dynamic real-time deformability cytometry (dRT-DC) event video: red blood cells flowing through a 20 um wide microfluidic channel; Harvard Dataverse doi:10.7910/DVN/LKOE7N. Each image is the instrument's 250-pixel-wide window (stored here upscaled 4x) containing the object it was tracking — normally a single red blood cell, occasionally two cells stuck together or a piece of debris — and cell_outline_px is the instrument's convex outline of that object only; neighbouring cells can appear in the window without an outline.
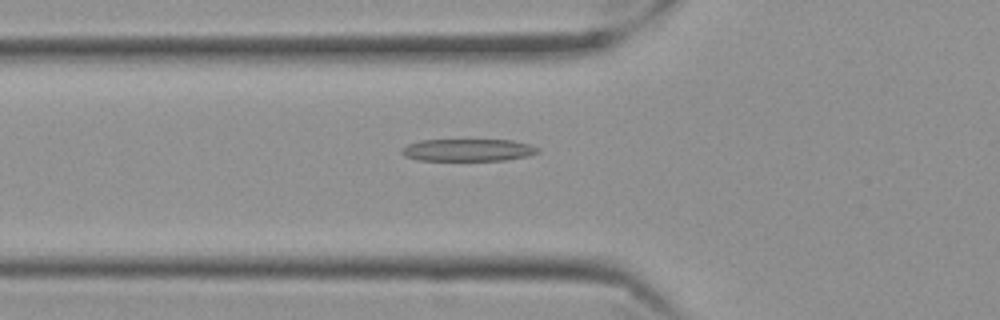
{"species": "Egyptian fruit bat (a non-hibernating species)", "species_latin": "Rousettus aegyptiacus", "temperature_condition": "cold", "stored_images_in_passage": 51, "camera_frame_rate_fps": 3000, "um_per_image_px": 0.085, "frame": {"image": 1, "passage_image": 14, "time_ms": 4.333, "image_size_px": [1000, 320], "cell_outline_px": [[540, 152], [528, 156], [508, 160], [420, 160], [404, 156], [400, 152], [400, 148], [408, 144], [420, 140], [512, 140], [528, 144], [540, 148]], "centroid_in_image_um": [39.78, 12.75], "position_along_channel_um": 86.0, "area_um2": 17.74}}
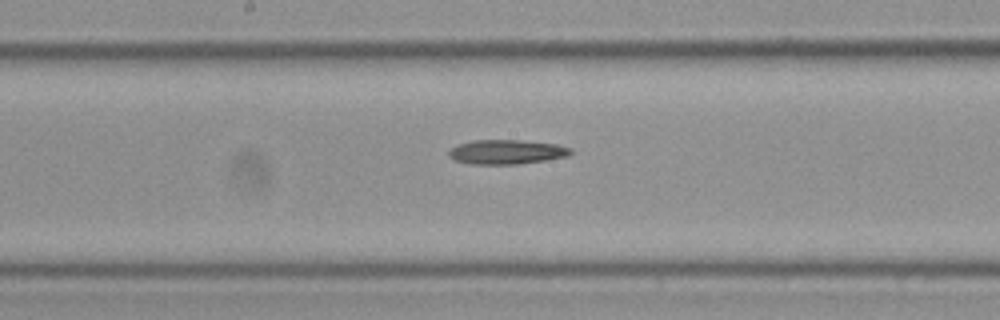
{"frame": {"image": 2, "passage_image": 24, "time_ms": 7.667, "image_size_px": [1000, 320], "cell_outline_px": [[572, 152], [568, 156], [544, 160], [516, 164], [472, 164], [456, 160], [448, 156], [448, 152], [452, 148], [460, 144], [472, 140], [520, 140], [556, 144], [572, 148]], "centroid_in_image_um": [43.07, 12.91], "position_along_channel_um": 205.1, "area_um2": 17.17}}
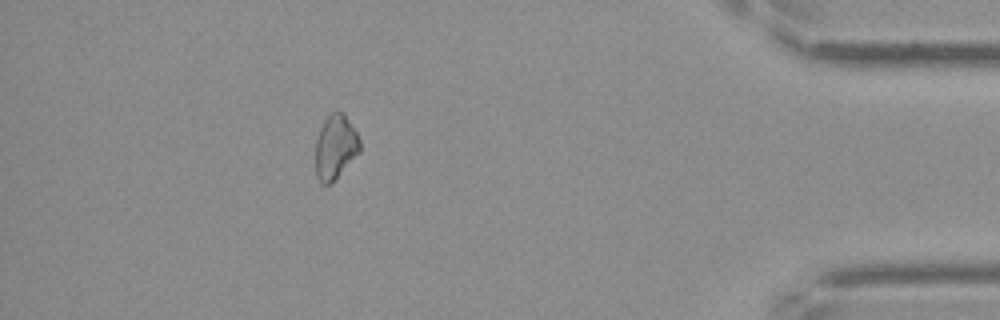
{"frame": {"image": 3, "passage_image": 45, "time_ms": 14.667, "image_size_px": [1000, 320], "cell_outline_px": [[360, 152], [328, 184], [320, 184], [316, 176], [316, 140], [320, 128], [324, 120], [336, 108], [340, 108], [344, 112], [356, 132], [360, 140]], "centroid_in_image_um": [28.5, 12.42], "position_along_channel_um": 406.7, "area_um2": 16.53}, "authors_computed_cell_mechanics": {"area_um2": 17.5134, "velocity_mm_per_s": 3.5402, "shape_relaxation_time_tau1_ms": 9.4488, "shape_relaxation_time_tau2_ms": null, "deformation_change_tau1": 0.1837, "deformation_change_tau2": null}}